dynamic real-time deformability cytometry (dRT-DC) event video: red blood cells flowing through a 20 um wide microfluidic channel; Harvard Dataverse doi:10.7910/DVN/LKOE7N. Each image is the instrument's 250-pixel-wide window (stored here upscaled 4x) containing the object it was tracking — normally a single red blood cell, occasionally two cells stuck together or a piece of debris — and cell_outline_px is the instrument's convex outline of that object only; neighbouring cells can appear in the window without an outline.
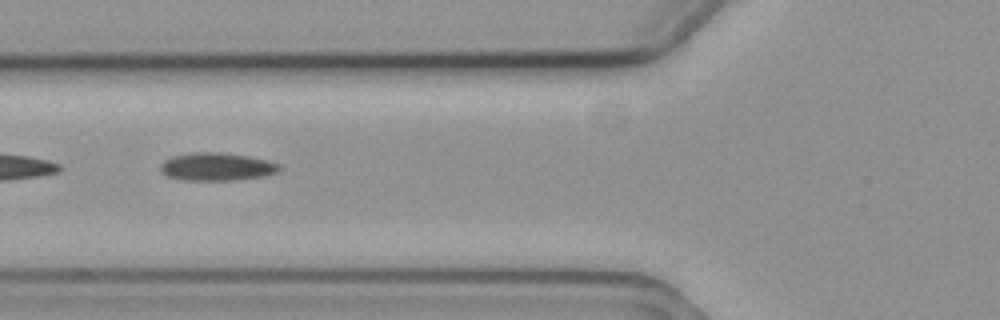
{"species": "common noctule bat (a hibernating species)", "species_latin": "Nyctalus noctula", "temperature_condition": "cold", "stored_images_in_passage": 10, "camera_frame_rate_fps": 3000, "um_per_image_px": 0.085, "animal": {"sex": "female", "body_mass_g": 19.3, "forearm_length_mm": 54.1}, "frame": {"image": 1, "passage_image": 5, "time_ms": 1.333, "image_size_px": [1000, 320], "cell_outline_px": [[284, 168], [280, 172], [264, 176], [232, 180], [184, 180], [168, 176], [160, 168], [160, 164], [164, 160], [172, 156], [192, 152], [220, 152], [248, 156], [280, 164]], "centroid_in_image_um": [18.46, 14.16], "position_along_channel_um": 107.3, "area_um2": 19.36}}